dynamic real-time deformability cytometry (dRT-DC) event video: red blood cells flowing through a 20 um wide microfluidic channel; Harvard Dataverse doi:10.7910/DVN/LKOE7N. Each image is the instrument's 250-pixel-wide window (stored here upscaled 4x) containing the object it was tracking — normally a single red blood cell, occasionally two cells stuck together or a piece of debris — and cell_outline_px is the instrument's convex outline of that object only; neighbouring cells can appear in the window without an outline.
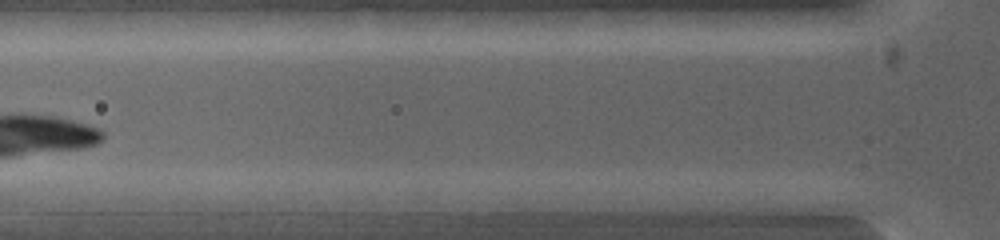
{"species": "common noctule bat (a hibernating species)", "species_latin": "Nyctalus noctula", "temperature_condition": "warm", "stored_images_in_passage": 7, "camera_frame_rate_fps": 5000, "um_per_image_px": 0.085, "animal": {"sex": "female", "body_mass_g": 19.0, "forearm_length_mm": 53.3}, "frame": {"image": 1, "passage_image": 2, "time_ms": 0.2, "image_size_px": [1000, 240], "cell_outline_px": [[668, 200], [608, 212], [496, 212], [496, 200], [512, 192], [644, 192]], "centroid_in_image_um": [48.71, 17.14], "position_along_channel_um": 77.1, "area_um2": 21.1}}